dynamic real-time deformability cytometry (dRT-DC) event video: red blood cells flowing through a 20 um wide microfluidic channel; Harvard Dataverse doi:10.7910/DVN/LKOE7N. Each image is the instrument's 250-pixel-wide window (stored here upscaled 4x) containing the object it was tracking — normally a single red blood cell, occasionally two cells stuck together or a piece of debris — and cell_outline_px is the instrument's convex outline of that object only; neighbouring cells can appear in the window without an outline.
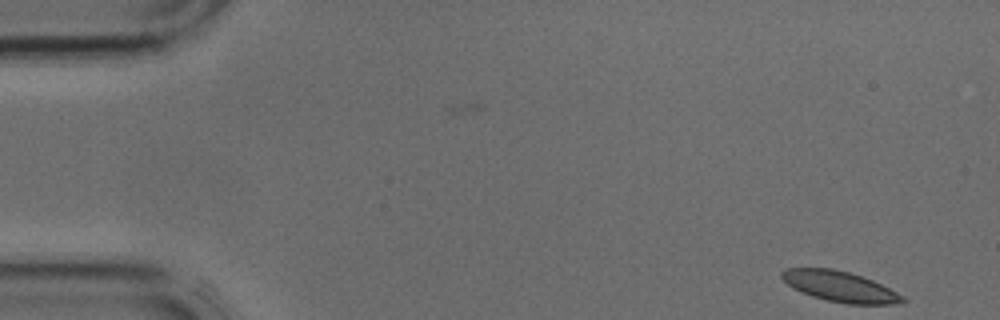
{"species": "common noctule bat (a hibernating species)", "species_latin": "Nyctalus noctula", "temperature_condition": "cold", "stored_images_in_passage": 41, "camera_frame_rate_fps": 3000, "um_per_image_px": 0.085, "animal": {"sex": "male", "body_mass_g": 17.9, "forearm_length_mm": 54.2}, "frame": {"image": 1, "passage_image": 1, "time_ms": 0.0, "image_size_px": [1000, 320], "cell_outline_px": [[908, 300], [904, 304], [848, 304], [828, 300], [812, 296], [792, 288], [780, 276], [780, 272], [784, 268], [832, 268], [848, 272], [872, 280], [904, 296]], "centroid_in_image_um": [71.4, 24.36], "position_along_channel_um": 13.6, "area_um2": 21.44}}
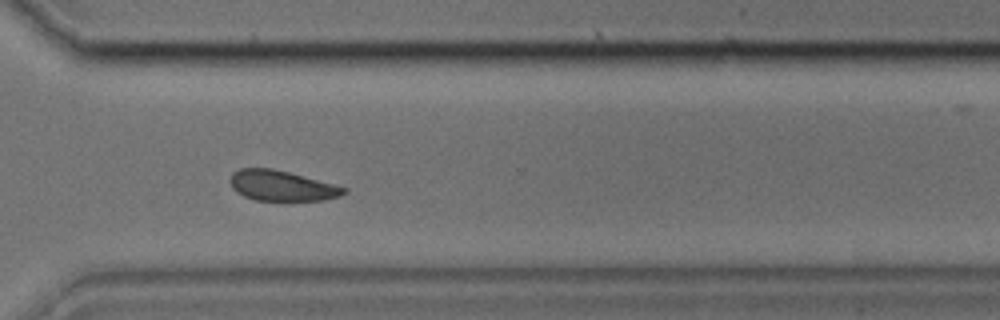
{"frame": {"image": 2, "passage_image": 29, "time_ms": 9.333, "image_size_px": [1000, 320], "cell_outline_px": [[348, 192], [340, 196], [324, 200], [256, 200], [244, 196], [236, 192], [232, 188], [228, 180], [232, 172], [240, 168], [272, 168], [336, 184], [348, 188]], "centroid_in_image_um": [23.94, 15.78], "position_along_channel_um": 346.7, "area_um2": 20.29}}
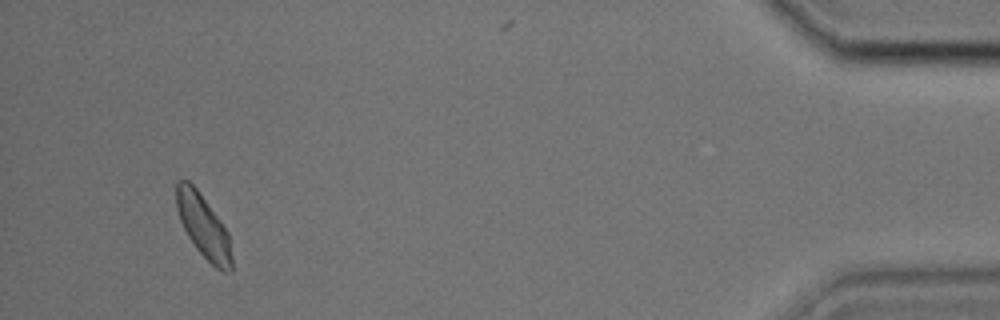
{"frame": {"image": 3, "passage_image": 38, "time_ms": 12.333, "image_size_px": [1000, 320], "cell_outline_px": [[232, 272], [220, 272], [196, 248], [188, 236], [180, 220], [176, 208], [176, 180], [188, 180], [196, 188], [220, 220], [228, 232], [232, 256]], "centroid_in_image_um": [17.29, 19.25], "position_along_channel_um": 417.9, "area_um2": 20.29}}